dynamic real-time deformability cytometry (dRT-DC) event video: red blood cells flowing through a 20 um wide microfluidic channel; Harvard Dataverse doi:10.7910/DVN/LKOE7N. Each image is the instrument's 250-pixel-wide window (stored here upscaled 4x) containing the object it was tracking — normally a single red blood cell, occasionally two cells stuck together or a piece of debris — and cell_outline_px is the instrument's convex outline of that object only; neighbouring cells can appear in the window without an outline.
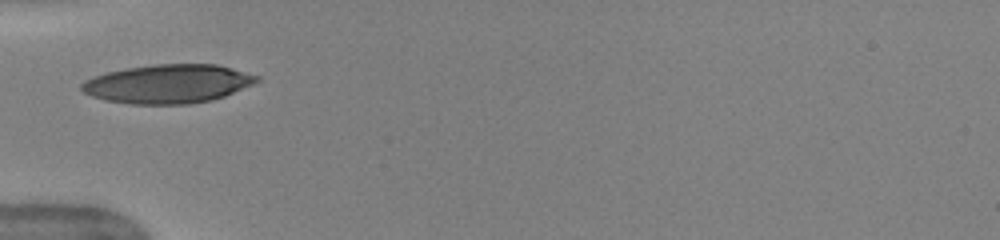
{"species": "human", "species_latin": "Homo sapiens", "temperature_condition": "warm", "stored_images_in_passage": 34, "camera_frame_rate_fps": 3000, "um_per_image_px": 0.085, "donor": {"sex": "female"}, "frame": {"image": 1, "passage_image": 1, "time_ms": 0.0, "image_size_px": [1000, 240], "cell_outline_px": [[260, 80], [252, 84], [224, 96], [212, 100], [188, 104], [128, 104], [104, 100], [92, 96], [84, 92], [80, 88], [80, 84], [84, 80], [108, 72], [128, 68], [152, 64], [216, 64], [232, 68], [260, 76]], "centroid_in_image_um": [14.27, 7.13], "position_along_channel_um": 70.7, "area_um2": 39.54}, "authors_computed_cell_mechanics": {"area_um2": 37.8301, "velocity_mm_per_s": 3.9816, "shape_relaxation_time_tau1_ms": 4.5042, "shape_relaxation_time_tau2_ms": null, "deformation_change_tau1": 0.1902, "deformation_change_tau2": null}}